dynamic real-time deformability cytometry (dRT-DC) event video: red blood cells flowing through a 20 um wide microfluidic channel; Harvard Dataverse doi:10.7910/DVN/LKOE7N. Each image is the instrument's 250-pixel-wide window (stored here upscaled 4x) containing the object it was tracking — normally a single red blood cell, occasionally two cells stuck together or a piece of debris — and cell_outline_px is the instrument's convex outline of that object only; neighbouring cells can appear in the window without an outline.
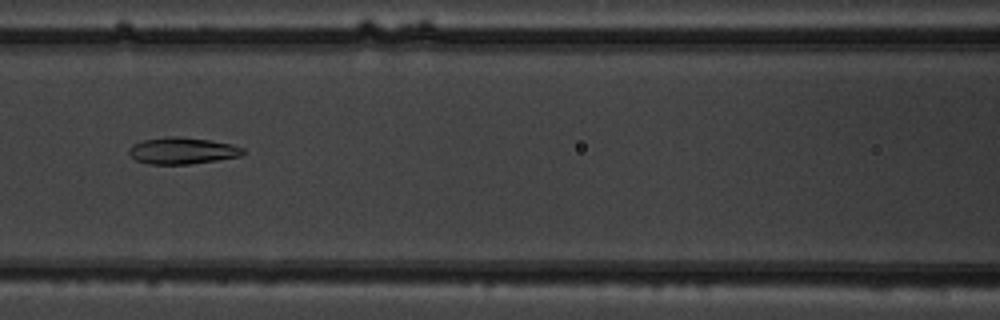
{"species": "common noctule bat (a hibernating species)", "species_latin": "Nyctalus noctula", "temperature_condition": "warm", "stored_images_in_passage": 44, "segment_of_instrument_passage": [1, 2], "camera_frame_rate_fps": 3000, "um_per_image_px": 0.085, "animal": {"sex": "male", "body_mass_g": 19.5, "forearm_length_mm": 54.6}, "frame": {"image": 1, "passage_image": 24, "time_ms": 7.667, "image_size_px": [1000, 320], "cell_outline_px": [[244, 152], [240, 156], [216, 160], [188, 164], [148, 164], [136, 160], [128, 152], [128, 148], [132, 144], [144, 140], [172, 136], [176, 136], [208, 140], [232, 144], [244, 148]], "centroid_in_image_um": [15.47, 12.81], "position_along_channel_um": 151.1, "area_um2": 17.51}}
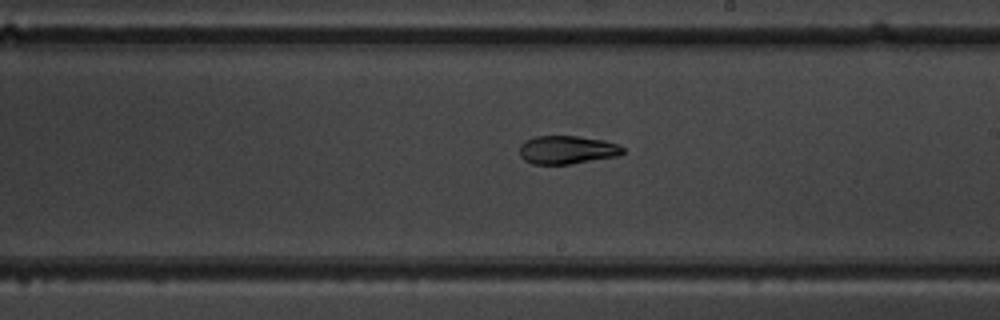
{"frame": {"image": 2, "passage_image": 31, "time_ms": 10.0, "image_size_px": [1000, 320], "cell_outline_px": [[624, 152], [620, 156], [568, 164], [532, 164], [524, 160], [520, 156], [520, 144], [524, 140], [532, 136], [576, 136], [604, 140], [616, 144], [624, 148]], "centroid_in_image_um": [48.18, 12.73], "position_along_channel_um": 240.8, "area_um2": 17.17}}
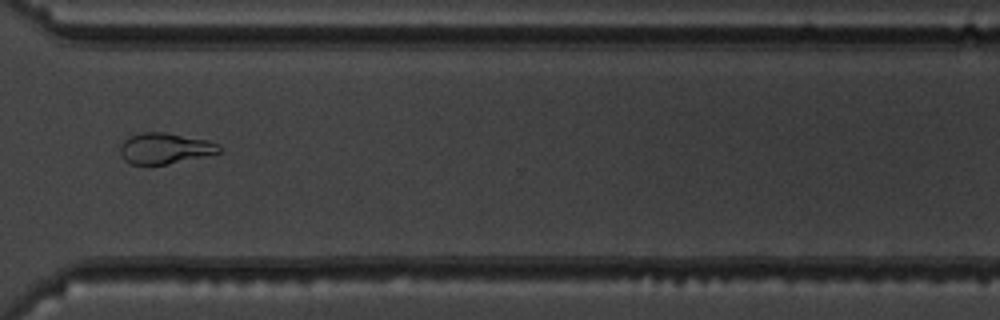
{"frame": {"image": 3, "passage_image": 40, "time_ms": 13.0, "image_size_px": [1000, 320], "cell_outline_px": [[220, 152], [168, 164], [132, 164], [124, 160], [120, 152], [120, 144], [128, 136], [140, 132], [164, 132], [208, 140], [220, 144]], "centroid_in_image_um": [13.98, 12.59], "position_along_channel_um": 356.6, "area_um2": 17.74}}